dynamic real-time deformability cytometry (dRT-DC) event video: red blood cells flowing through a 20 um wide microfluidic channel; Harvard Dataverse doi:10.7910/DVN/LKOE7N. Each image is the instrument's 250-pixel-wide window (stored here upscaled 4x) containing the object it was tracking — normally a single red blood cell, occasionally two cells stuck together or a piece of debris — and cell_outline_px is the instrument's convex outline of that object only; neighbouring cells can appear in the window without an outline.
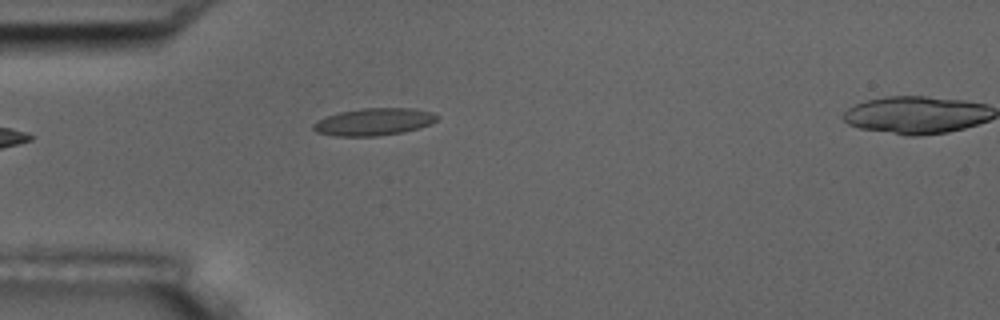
{"species": "common noctule bat (a hibernating species)", "species_latin": "Nyctalus noctula", "temperature_condition": "room temperature", "stored_images_in_passage": 5, "segment_of_instrument_passage": [1, 2], "camera_frame_rate_fps": 3000, "um_per_image_px": 0.085, "animal": {"sex": "male", "body_mass_g": 17.5, "forearm_length_mm": 52.3}, "frame": {"image": 1, "passage_image": 4, "time_ms": 3.667, "image_size_px": [1000, 320], "cell_outline_px": [[440, 116], [436, 120], [420, 128], [404, 132], [376, 136], [336, 136], [316, 132], [312, 128], [312, 124], [316, 120], [340, 112], [364, 108], [412, 108], [432, 112]], "centroid_in_image_um": [31.77, 10.35], "position_along_channel_um": 53.2, "area_um2": 19.65}}